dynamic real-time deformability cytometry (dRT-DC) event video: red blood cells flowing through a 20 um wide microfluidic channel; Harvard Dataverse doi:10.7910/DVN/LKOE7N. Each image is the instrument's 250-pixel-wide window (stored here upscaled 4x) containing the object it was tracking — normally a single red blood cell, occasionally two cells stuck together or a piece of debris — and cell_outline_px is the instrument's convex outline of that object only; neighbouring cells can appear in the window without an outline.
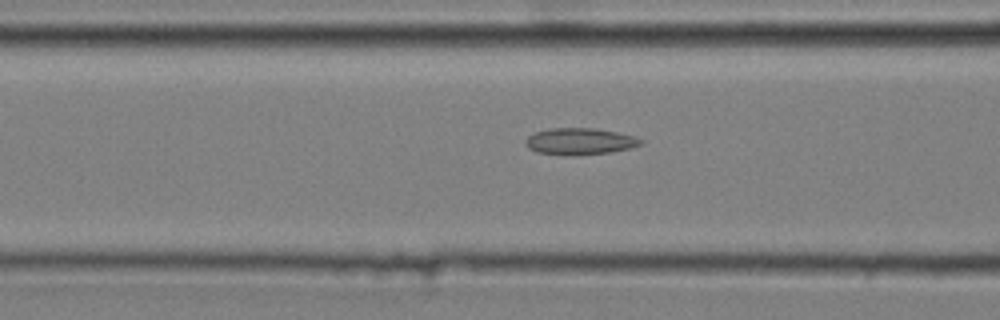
{"species": "common noctule bat (a hibernating species)", "species_latin": "Nyctalus noctula", "temperature_condition": "cold", "stored_images_in_passage": 48, "camera_frame_rate_fps": 3000, "um_per_image_px": 0.085, "animal": {"sex": "male", "body_mass_g": 20.4}, "frame": {"image": 1, "passage_image": 21, "time_ms": 6.667, "image_size_px": [1000, 320], "cell_outline_px": [[644, 144], [628, 148], [608, 152], [536, 152], [528, 148], [524, 144], [524, 140], [528, 136], [536, 132], [548, 128], [592, 128], [616, 132], [636, 136], [644, 140]], "centroid_in_image_um": [49.3, 11.95], "position_along_channel_um": 117.3, "area_um2": 16.94}}
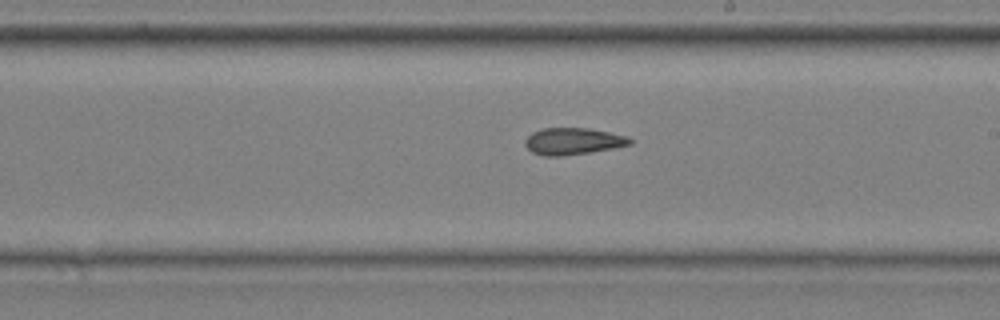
{"frame": {"image": 2, "passage_image": 31, "time_ms": 10.0, "image_size_px": [1000, 320], "cell_outline_px": [[632, 144], [612, 148], [588, 152], [560, 156], [544, 156], [532, 152], [524, 144], [524, 140], [532, 132], [544, 128], [588, 128], [628, 136], [632, 140]], "centroid_in_image_um": [48.68, 12.0], "position_along_channel_um": 240.3, "area_um2": 16.24}}
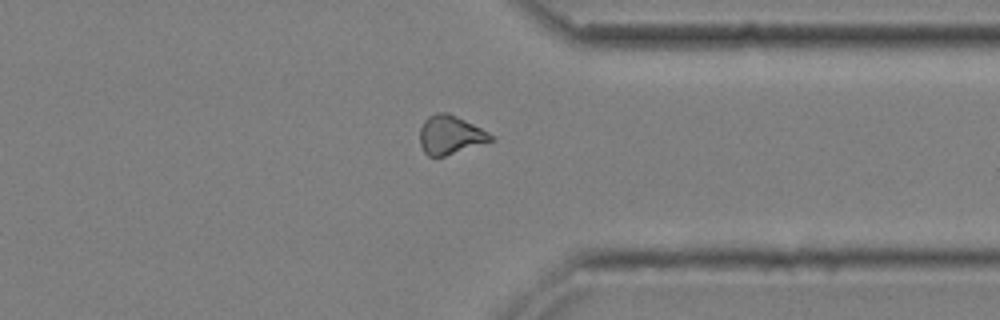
{"frame": {"image": 3, "passage_image": 42, "time_ms": 13.667, "image_size_px": [1000, 320], "cell_outline_px": [[496, 140], [444, 156], [428, 156], [424, 152], [420, 144], [420, 128], [424, 120], [428, 116], [436, 112], [448, 112], [496, 136]], "centroid_in_image_um": [38.28, 11.46], "position_along_channel_um": 373.1, "area_um2": 16.07}, "authors_computed_cell_mechanics": {"area_um2": 16.4441, "velocity_mm_per_s": 3.6892, "shape_relaxation_time_tau1_ms": null, "shape_relaxation_time_tau2_ms": 6.5279, "deformation_change_tau1": null, "deformation_change_tau2": 0.137}}